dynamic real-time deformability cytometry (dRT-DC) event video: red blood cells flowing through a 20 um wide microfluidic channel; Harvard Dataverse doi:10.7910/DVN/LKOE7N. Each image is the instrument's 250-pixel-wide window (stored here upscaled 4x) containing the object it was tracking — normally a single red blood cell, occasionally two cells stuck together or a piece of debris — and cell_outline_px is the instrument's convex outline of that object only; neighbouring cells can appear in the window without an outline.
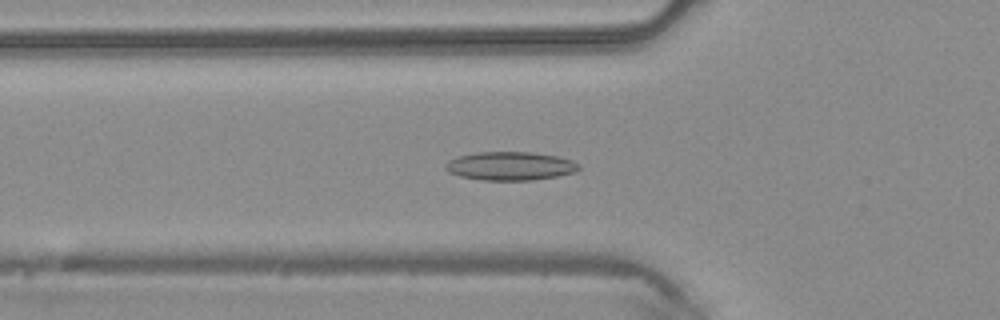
{"species": "common noctule bat (a hibernating species)", "species_latin": "Nyctalus noctula", "temperature_condition": "warm", "stored_images_in_passage": 39, "camera_frame_rate_fps": 3000, "um_per_image_px": 0.085, "animal": {"sex": "male", "body_mass_g": 20.4}, "frame": {"image": 1, "passage_image": 9, "time_ms": 2.667, "image_size_px": [1000, 320], "cell_outline_px": [[580, 168], [576, 172], [556, 176], [532, 180], [484, 180], [460, 176], [448, 172], [444, 168], [444, 164], [448, 160], [456, 156], [476, 152], [528, 152], [556, 156], [572, 160], [580, 164]], "centroid_in_image_um": [43.34, 14.11], "position_along_channel_um": 82.5, "area_um2": 22.25}}
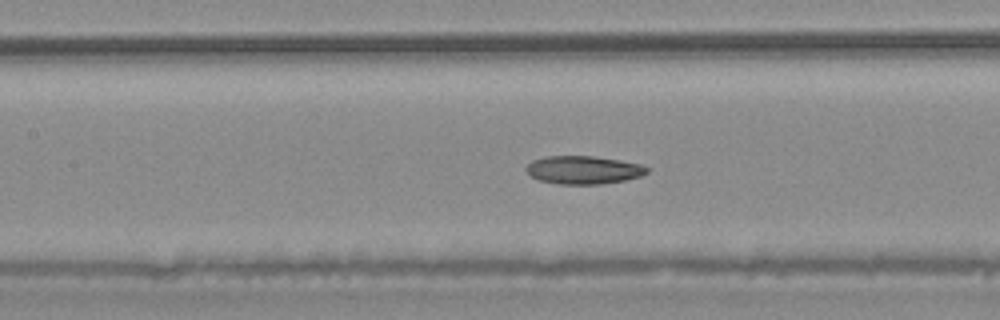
{"frame": {"image": 2, "passage_image": 14, "time_ms": 4.333, "image_size_px": [1000, 320], "cell_outline_px": [[648, 172], [640, 176], [624, 180], [600, 184], [560, 184], [540, 180], [532, 176], [528, 172], [528, 164], [532, 160], [548, 156], [592, 156], [620, 160], [640, 164], [648, 168]], "centroid_in_image_um": [49.61, 14.44], "position_along_channel_um": 157.8, "area_um2": 19.48}}
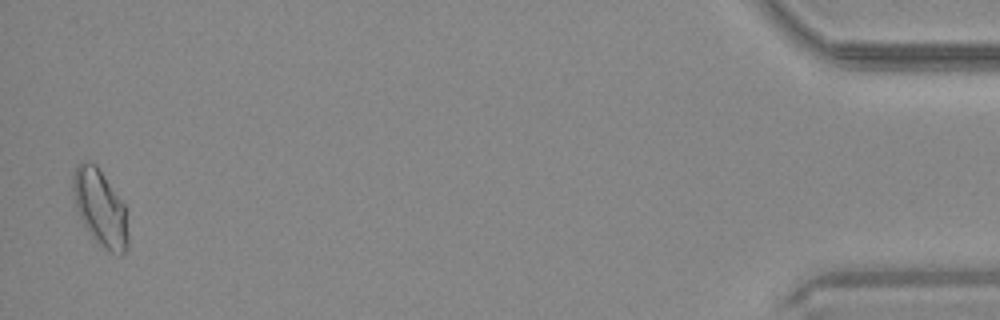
{"frame": {"image": 3, "passage_image": 38, "time_ms": 12.333, "image_size_px": [1000, 320], "cell_outline_px": [[128, 248], [120, 256], [104, 248], [92, 236], [84, 224], [76, 208], [72, 188], [72, 176], [76, 164], [84, 160], [88, 160], [96, 164], [124, 204], [128, 236]], "centroid_in_image_um": [8.5, 17.63], "position_along_channel_um": 426.7, "area_um2": 24.33}}